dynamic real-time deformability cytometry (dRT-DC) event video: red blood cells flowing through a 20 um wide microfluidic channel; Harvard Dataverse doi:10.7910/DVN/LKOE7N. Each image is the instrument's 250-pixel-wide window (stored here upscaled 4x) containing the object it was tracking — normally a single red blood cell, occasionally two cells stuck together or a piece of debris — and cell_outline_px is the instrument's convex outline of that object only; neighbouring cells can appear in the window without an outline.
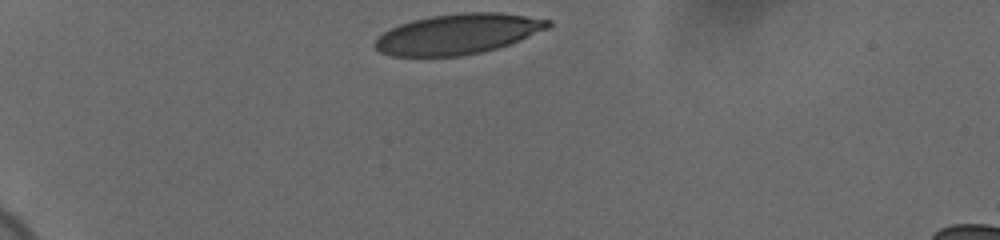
{"species": "human", "species_latin": "Homo sapiens", "temperature_condition": "cold", "stored_images_in_passage": 34, "camera_frame_rate_fps": 3000, "um_per_image_px": 0.085, "donor": {"sex": "female"}, "frame": {"image": 1, "passage_image": 1, "time_ms": 0.0, "image_size_px": [1000, 240], "cell_outline_px": [[552, 24], [548, 28], [520, 40], [496, 48], [480, 52], [460, 56], [392, 56], [380, 52], [372, 44], [376, 36], [400, 24], [412, 20], [432, 16], [460, 12], [500, 12], [552, 20]], "centroid_in_image_um": [38.9, 2.88], "position_along_channel_um": 46.1, "area_um2": 40.63}}
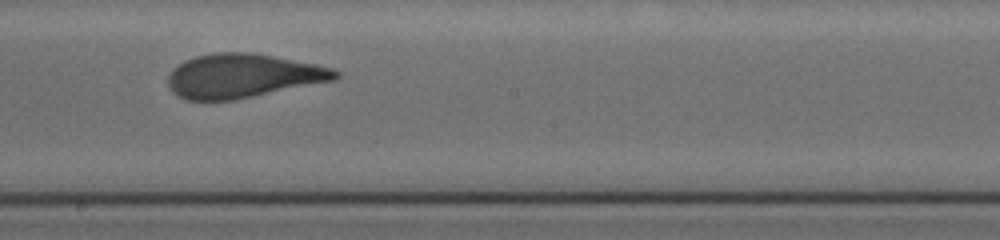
{"frame": {"image": 2, "passage_image": 20, "time_ms": 6.333, "image_size_px": [1000, 240], "cell_outline_px": [[340, 76], [336, 80], [232, 100], [188, 100], [176, 96], [172, 92], [168, 84], [168, 76], [172, 68], [184, 60], [196, 56], [216, 52], [248, 52], [272, 56], [316, 64], [332, 68], [340, 72]], "centroid_in_image_um": [20.62, 6.45], "position_along_channel_um": 227.6, "area_um2": 42.83}}
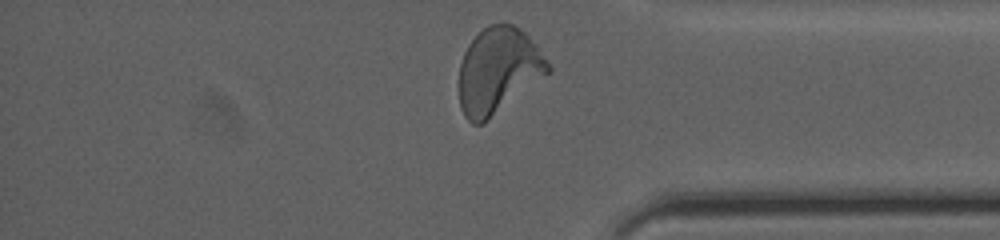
{"frame": {"image": 3, "passage_image": 34, "time_ms": 11.0, "image_size_px": [1000, 240], "cell_outline_px": [[552, 72], [484, 124], [472, 124], [464, 116], [460, 108], [460, 64], [464, 52], [468, 44], [488, 24], [504, 20], [512, 24], [524, 32], [536, 44], [552, 68]], "centroid_in_image_um": [42.37, 6.01], "position_along_channel_um": 392.8, "area_um2": 45.08}, "authors_computed_cell_mechanics": {"area_um2": 42.9165, "velocity_mm_per_s": 3.679, "shape_relaxation_time_tau1_ms": 4.4496, "shape_relaxation_time_tau2_ms": 0.8032, "deformation_change_tau1": 0.195, "deformation_change_tau2": 0.0845}}